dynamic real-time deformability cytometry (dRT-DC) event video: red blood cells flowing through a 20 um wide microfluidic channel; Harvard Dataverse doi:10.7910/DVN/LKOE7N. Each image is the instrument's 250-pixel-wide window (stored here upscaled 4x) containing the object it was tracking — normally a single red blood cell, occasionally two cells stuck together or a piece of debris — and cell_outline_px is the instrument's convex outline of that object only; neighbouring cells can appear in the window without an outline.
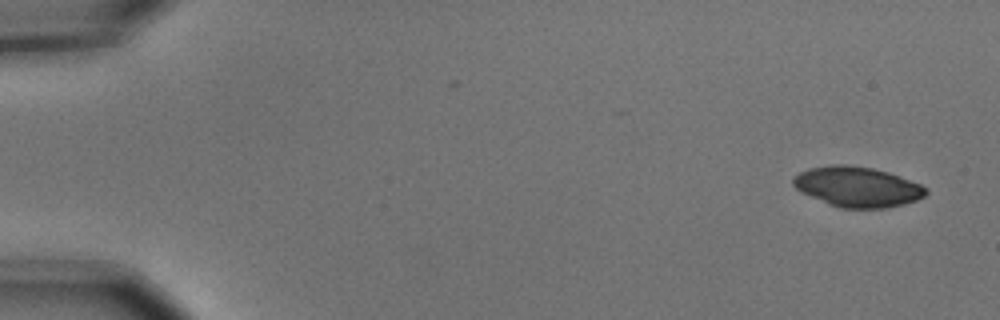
{"species": "common noctule bat (a hibernating species)", "species_latin": "Nyctalus noctula", "temperature_condition": "cold", "stored_images_in_passage": 2, "camera_frame_rate_fps": 3000, "um_per_image_px": 0.085, "animal": {"sex": "male", "body_mass_g": 15.6}, "frame": {"image": 1, "passage_image": 2, "time_ms": 0.333, "image_size_px": [1000, 320], "cell_outline_px": [[928, 192], [924, 196], [916, 200], [904, 204], [888, 208], [840, 208], [828, 204], [800, 192], [792, 184], [792, 180], [800, 172], [808, 168], [832, 164], [844, 164], [872, 168], [888, 172], [920, 184]], "centroid_in_image_um": [72.84, 15.88], "position_along_channel_um": 12.2, "area_um2": 31.04}}